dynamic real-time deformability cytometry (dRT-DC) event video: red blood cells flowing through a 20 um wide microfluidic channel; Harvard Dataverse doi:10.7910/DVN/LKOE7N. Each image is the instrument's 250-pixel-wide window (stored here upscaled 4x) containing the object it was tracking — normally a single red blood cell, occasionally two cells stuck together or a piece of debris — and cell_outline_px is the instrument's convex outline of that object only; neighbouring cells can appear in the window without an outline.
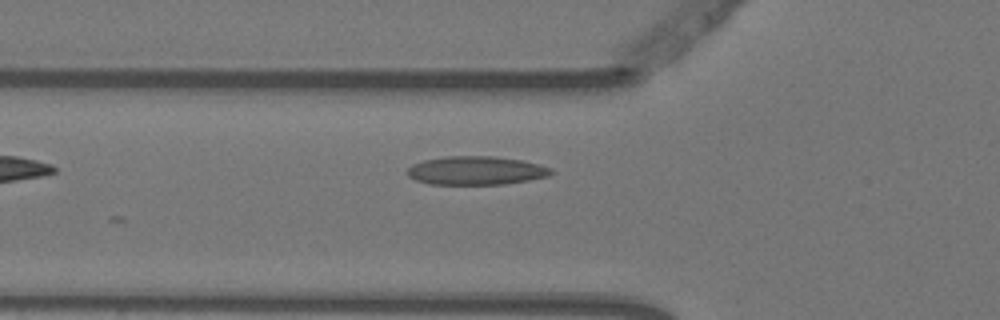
{"species": "Egyptian fruit bat (a non-hibernating species)", "species_latin": "Rousettus aegyptiacus", "temperature_condition": "warm", "stored_images_in_passage": 5, "camera_frame_rate_fps": 3000, "um_per_image_px": 0.085, "animal": {"sex": "female"}, "frame": {"image": 1, "passage_image": 5, "time_ms": 1.333, "image_size_px": [1000, 320], "cell_outline_px": [[552, 172], [548, 176], [528, 180], [504, 184], [428, 184], [416, 180], [408, 176], [408, 168], [412, 164], [424, 160], [444, 156], [492, 156], [520, 160], [552, 168]], "centroid_in_image_um": [40.42, 14.49], "position_along_channel_um": 85.4, "area_um2": 23.76}}